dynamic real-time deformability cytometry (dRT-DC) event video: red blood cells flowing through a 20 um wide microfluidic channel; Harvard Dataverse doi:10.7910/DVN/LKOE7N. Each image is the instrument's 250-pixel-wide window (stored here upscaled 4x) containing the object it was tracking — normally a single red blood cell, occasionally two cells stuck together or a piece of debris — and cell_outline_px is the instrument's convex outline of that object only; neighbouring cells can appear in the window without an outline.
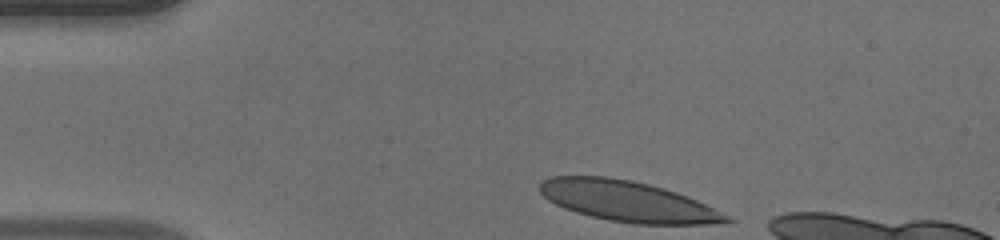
{"species": "human", "species_latin": "Homo sapiens", "temperature_condition": "warm", "stored_images_in_passage": 33, "camera_frame_rate_fps": 3000, "um_per_image_px": 0.085, "donor": {"sex": "male"}, "frame": {"image": 1, "passage_image": 1, "time_ms": 0.0, "image_size_px": [1000, 240], "cell_outline_px": [[736, 220], [708, 224], [636, 224], [608, 220], [576, 212], [564, 208], [548, 200], [540, 192], [540, 184], [544, 180], [552, 176], [608, 176], [632, 180], [664, 188], [676, 192], [696, 200]], "centroid_in_image_um": [53.32, 17.1], "position_along_channel_um": 31.7, "area_um2": 43.75}}
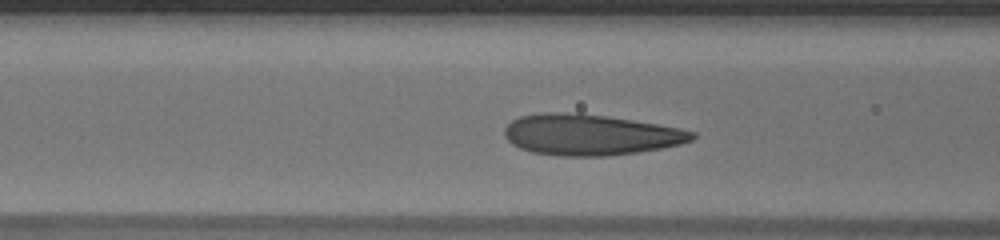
{"frame": {"image": 2, "passage_image": 11, "time_ms": 3.333, "image_size_px": [1000, 240], "cell_outline_px": [[696, 136], [692, 140], [680, 144], [660, 148], [636, 152], [604, 156], [560, 156], [532, 152], [520, 148], [512, 144], [504, 136], [504, 128], [512, 120], [520, 116], [540, 112], [580, 112], [608, 116], [680, 128], [696, 132]], "centroid_in_image_um": [50.13, 11.44], "position_along_channel_um": 116.5, "area_um2": 44.91}}
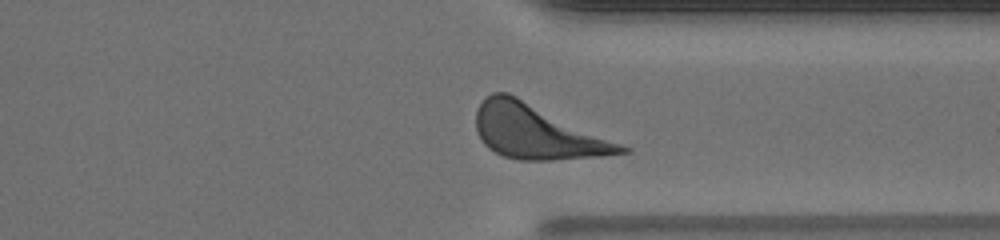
{"frame": {"image": 3, "passage_image": 29, "time_ms": 9.333, "image_size_px": [1000, 240], "cell_outline_px": [[632, 152], [600, 156], [552, 160], [520, 160], [504, 156], [488, 148], [484, 144], [476, 128], [476, 112], [480, 104], [492, 92], [508, 92], [632, 148]], "centroid_in_image_um": [45.67, 11.22], "position_along_channel_um": 365.7, "area_um2": 45.55}, "authors_computed_cell_mechanics": {"area_um2": 43.7546, "velocity_mm_per_s": 4.1729, "shape_relaxation_time_tau1_ms": 2.2009, "shape_relaxation_time_tau2_ms": 3.9749, "deformation_change_tau1": 0.1327, "deformation_change_tau2": 0.0911}}